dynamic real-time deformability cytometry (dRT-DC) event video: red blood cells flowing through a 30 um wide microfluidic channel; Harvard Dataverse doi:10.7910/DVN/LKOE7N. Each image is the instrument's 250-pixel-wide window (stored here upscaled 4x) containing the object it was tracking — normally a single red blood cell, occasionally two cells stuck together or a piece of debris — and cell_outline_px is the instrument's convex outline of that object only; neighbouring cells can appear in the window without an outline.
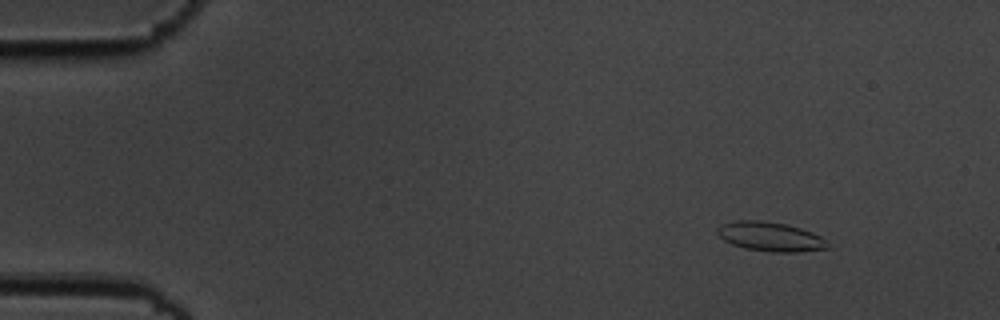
{"species": "common noctule bat (a hibernating species)", "species_latin": "Nyctalus noctula", "temperature_condition": "cold", "stored_images_in_passage": 6, "camera_frame_rate_fps": 3000, "um_per_image_px": 0.085, "animal": {"sex": "male", "body_mass_g": 19.5, "forearm_length_mm": 54.6}, "frame": {"image": 1, "passage_image": 2, "time_ms": 0.333, "image_size_px": [1000, 320], "cell_outline_px": [[832, 248], [796, 252], [772, 252], [744, 248], [732, 244], [724, 240], [716, 232], [716, 228], [724, 224], [736, 220], [760, 220], [784, 224], [800, 228], [812, 232], [820, 236]], "centroid_in_image_um": [65.48, 20.12], "position_along_channel_um": 19.5, "area_um2": 18.73}}
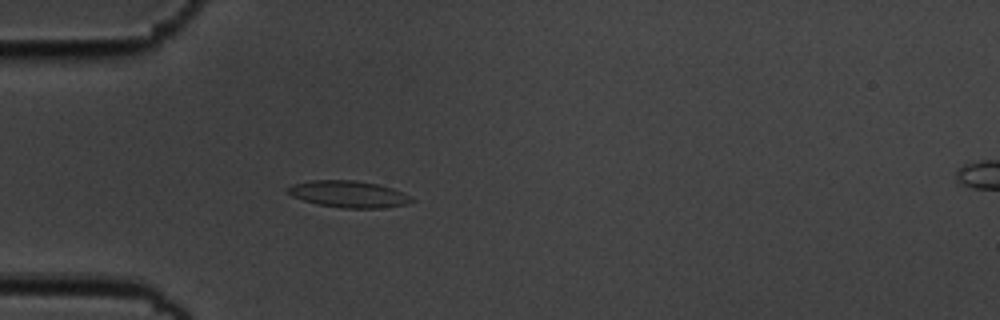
{"frame": {"image": 2, "passage_image": 5, "time_ms": 1.333, "image_size_px": [1000, 320], "cell_outline_px": [[416, 200], [408, 204], [384, 208], [344, 208], [320, 204], [304, 200], [292, 196], [284, 192], [284, 188], [292, 184], [312, 180], [356, 180], [380, 184], [392, 188]], "centroid_in_image_um": [29.6, 16.49], "position_along_channel_um": 55.4, "area_um2": 19.36}}